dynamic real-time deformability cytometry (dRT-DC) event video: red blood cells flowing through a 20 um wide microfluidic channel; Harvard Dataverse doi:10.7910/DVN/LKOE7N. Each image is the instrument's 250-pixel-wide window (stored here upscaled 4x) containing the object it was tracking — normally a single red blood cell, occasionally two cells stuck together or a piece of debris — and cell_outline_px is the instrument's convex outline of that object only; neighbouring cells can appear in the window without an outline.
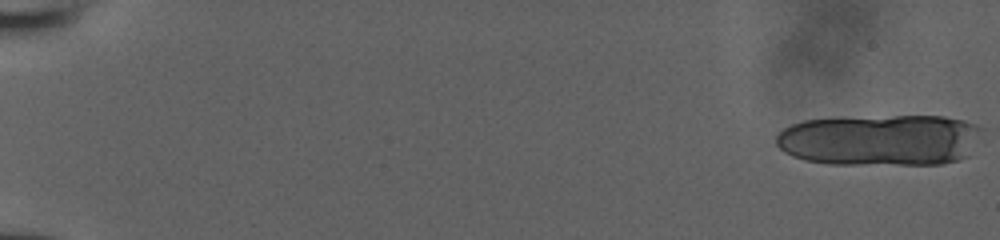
{"species": "human", "species_latin": "Homo sapiens", "temperature_condition": "room temperature", "stored_images_in_passage": 18, "camera_frame_rate_fps": 3000, "um_per_image_px": 0.085, "donor": {"sex": "male"}, "frame": {"image": 1, "passage_image": 1, "time_ms": 0.0, "image_size_px": [1000, 240], "cell_outline_px": [[984, 128], [968, 156], [956, 160], [940, 164], [828, 164], [804, 160], [792, 156], [784, 152], [776, 144], [776, 136], [784, 128], [792, 124], [804, 120], [892, 116], [944, 116], [964, 120], [976, 124]], "centroid_in_image_um": [74.84, 11.91], "position_along_channel_um": 10.2, "area_um2": 61.79}}